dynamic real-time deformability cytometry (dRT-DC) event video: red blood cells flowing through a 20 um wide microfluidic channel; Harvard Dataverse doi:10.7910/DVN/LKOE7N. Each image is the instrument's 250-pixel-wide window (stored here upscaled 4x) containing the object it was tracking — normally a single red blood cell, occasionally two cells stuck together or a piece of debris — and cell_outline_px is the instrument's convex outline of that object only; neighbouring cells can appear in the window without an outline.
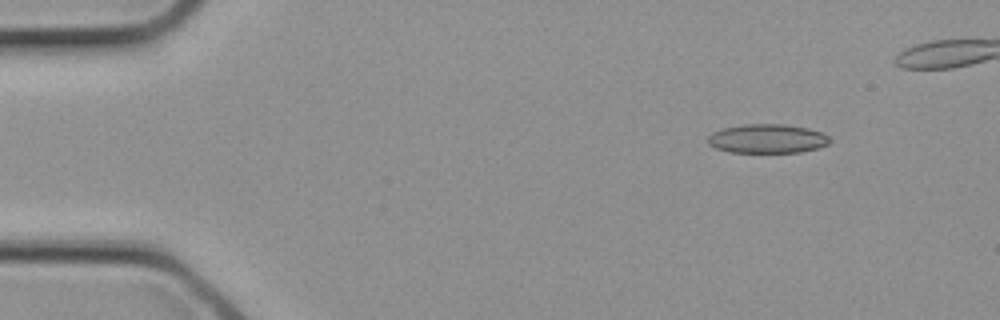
{"species": "common noctule bat (a hibernating species)", "species_latin": "Nyctalus noctula", "temperature_condition": "cold", "stored_images_in_passage": 4, "camera_frame_rate_fps": 3000, "um_per_image_px": 0.085, "animal": {"sex": "female", "body_mass_g": 21.9}, "frame": {"image": 1, "passage_image": 2, "time_ms": 0.333, "image_size_px": [1000, 320], "cell_outline_px": [[828, 144], [820, 148], [800, 152], [728, 152], [716, 148], [708, 144], [708, 136], [712, 132], [724, 128], [744, 124], [784, 124], [808, 128], [820, 132], [828, 136]], "centroid_in_image_um": [65.2, 11.79], "position_along_channel_um": 19.8, "area_um2": 20.58}}